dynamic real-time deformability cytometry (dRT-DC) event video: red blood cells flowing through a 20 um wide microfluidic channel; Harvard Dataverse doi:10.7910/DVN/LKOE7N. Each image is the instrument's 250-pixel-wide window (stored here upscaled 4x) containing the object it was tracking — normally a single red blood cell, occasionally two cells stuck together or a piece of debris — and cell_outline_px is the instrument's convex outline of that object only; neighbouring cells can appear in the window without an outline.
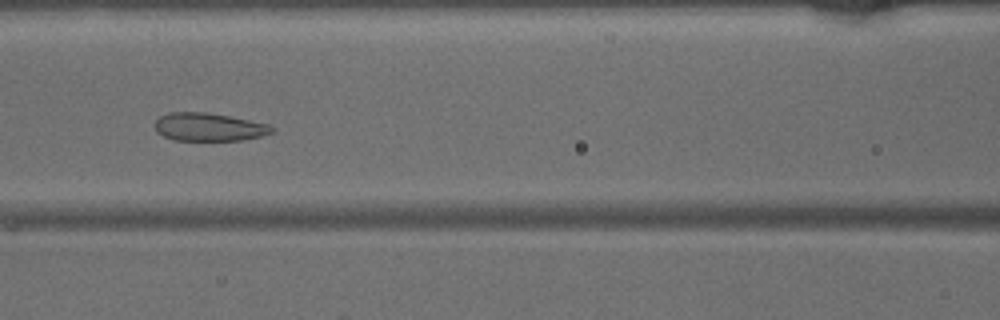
{"species": "common noctule bat (a hibernating species)", "species_latin": "Nyctalus noctula", "temperature_condition": "warm", "stored_images_in_passage": 48, "camera_frame_rate_fps": 3000, "um_per_image_px": 0.085, "animal": {"sex": "male", "body_mass_g": 15.6}, "frame": {"image": 1, "passage_image": 21, "time_ms": 6.667, "image_size_px": [1000, 320], "cell_outline_px": [[276, 128], [272, 132], [260, 136], [244, 140], [172, 140], [156, 132], [156, 120], [160, 116], [168, 112], [208, 112], [268, 124]], "centroid_in_image_um": [17.74, 10.79], "position_along_channel_um": 148.9, "area_um2": 19.07}}
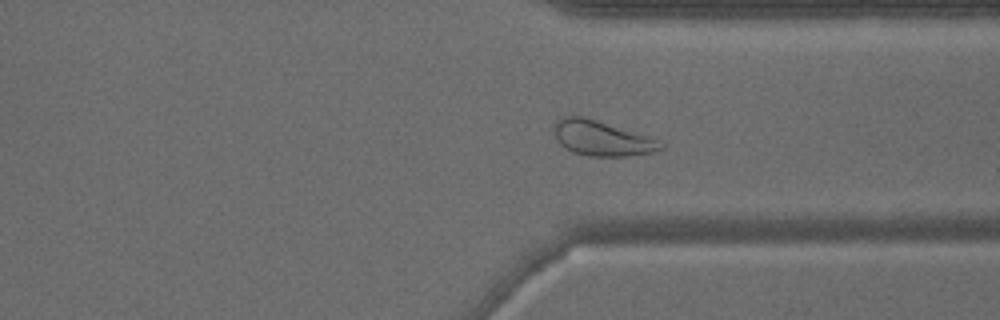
{"frame": {"image": 2, "passage_image": 36, "time_ms": 11.667, "image_size_px": [1000, 320], "cell_outline_px": [[664, 148], [652, 152], [628, 156], [588, 156], [572, 152], [564, 148], [556, 140], [552, 128], [552, 124], [560, 116], [584, 116], [648, 136], [664, 144]], "centroid_in_image_um": [51.07, 11.74], "position_along_channel_um": 360.3, "area_um2": 21.96}}
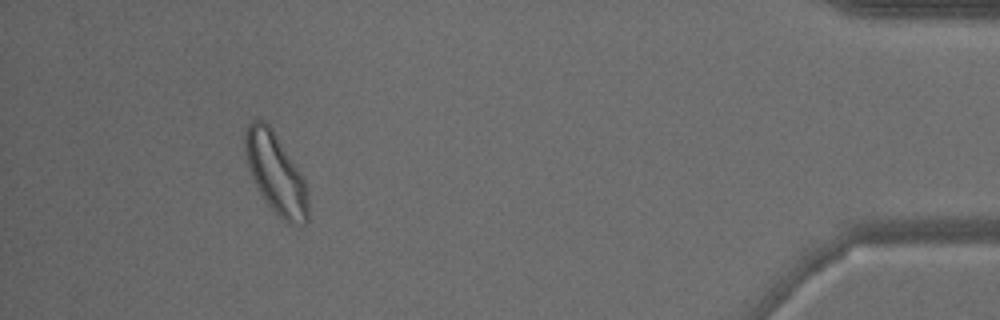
{"frame": {"image": 3, "passage_image": 44, "time_ms": 14.333, "image_size_px": [1000, 320], "cell_outline_px": [[308, 220], [304, 224], [288, 224], [264, 200], [252, 176], [248, 164], [244, 148], [244, 132], [248, 124], [252, 120], [264, 120], [272, 128], [304, 180], [308, 192]], "centroid_in_image_um": [23.43, 14.73], "position_along_channel_um": 411.8, "area_um2": 29.02}}